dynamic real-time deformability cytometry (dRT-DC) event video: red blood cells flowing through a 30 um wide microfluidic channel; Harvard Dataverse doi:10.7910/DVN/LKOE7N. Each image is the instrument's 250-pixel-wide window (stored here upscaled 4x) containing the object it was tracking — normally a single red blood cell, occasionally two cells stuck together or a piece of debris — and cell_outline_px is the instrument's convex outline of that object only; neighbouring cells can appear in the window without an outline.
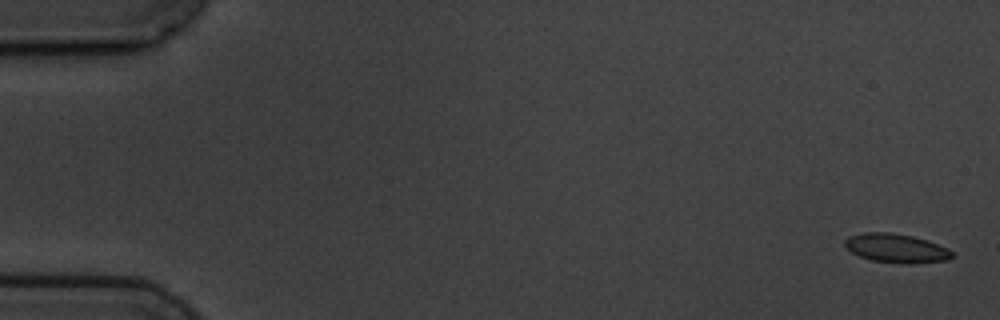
{"species": "common noctule bat (a hibernating species)", "species_latin": "Nyctalus noctula", "temperature_condition": "cold", "stored_images_in_passage": 5, "camera_frame_rate_fps": 3000, "um_per_image_px": 0.085, "animal": {"sex": "male", "body_mass_g": 19.5, "forearm_length_mm": 54.6}, "frame": {"image": 1, "passage_image": 1, "time_ms": 0.0, "image_size_px": [1000, 320], "cell_outline_px": [[956, 256], [948, 260], [908, 264], [904, 264], [872, 260], [860, 256], [844, 248], [844, 240], [848, 236], [864, 232], [892, 232], [912, 236], [928, 240], [948, 248]], "centroid_in_image_um": [76.18, 21.09], "position_along_channel_um": 8.8, "area_um2": 18.32}}
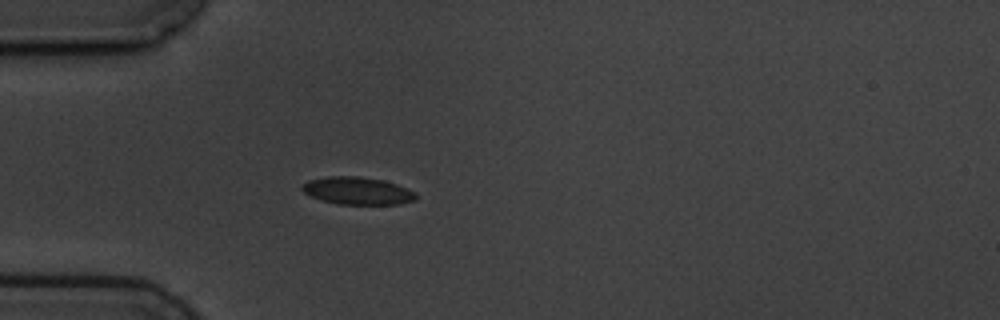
{"frame": {"image": 2, "passage_image": 5, "time_ms": 5.0, "image_size_px": [1000, 320], "cell_outline_px": [[416, 200], [400, 204], [336, 204], [320, 200], [304, 192], [300, 188], [300, 184], [308, 180], [328, 176], [360, 176], [384, 180], [408, 188], [416, 192]], "centroid_in_image_um": [30.37, 16.21], "position_along_channel_um": 54.6, "area_um2": 18.5}}